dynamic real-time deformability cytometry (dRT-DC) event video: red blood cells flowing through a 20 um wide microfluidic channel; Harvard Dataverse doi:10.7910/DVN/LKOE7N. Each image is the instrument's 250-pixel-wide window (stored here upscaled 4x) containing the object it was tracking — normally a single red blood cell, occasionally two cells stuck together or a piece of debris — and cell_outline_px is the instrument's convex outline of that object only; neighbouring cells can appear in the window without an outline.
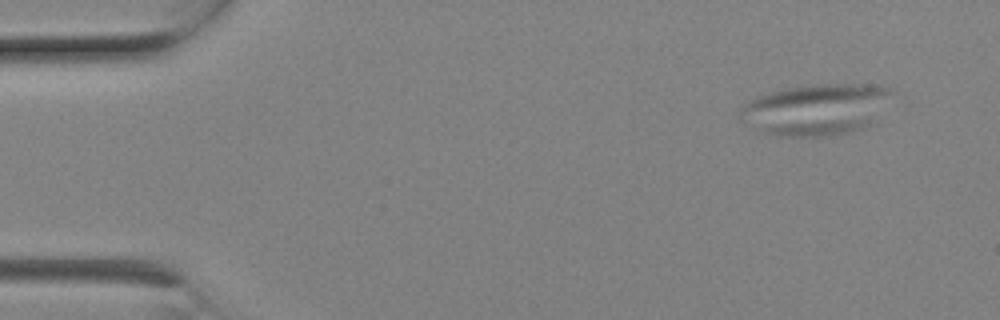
{"species": "Egyptian fruit bat (a non-hibernating species)", "species_latin": "Rousettus aegyptiacus", "temperature_condition": "room temperature", "stored_images_in_passage": 6, "camera_frame_rate_fps": 3000, "um_per_image_px": 0.085, "animal": {"sex": "female"}, "frame": {"image": 1, "passage_image": 2, "time_ms": 0.333, "image_size_px": [1000, 320], "cell_outline_px": [[896, 92], [868, 124], [864, 128], [848, 132], [824, 136], [776, 136], [764, 132], [740, 120], [740, 108], [744, 104], [756, 96], [788, 88], [816, 84], [880, 84], [892, 88]], "centroid_in_image_um": [69.37, 9.28], "position_along_channel_um": 15.6, "area_um2": 45.08}}
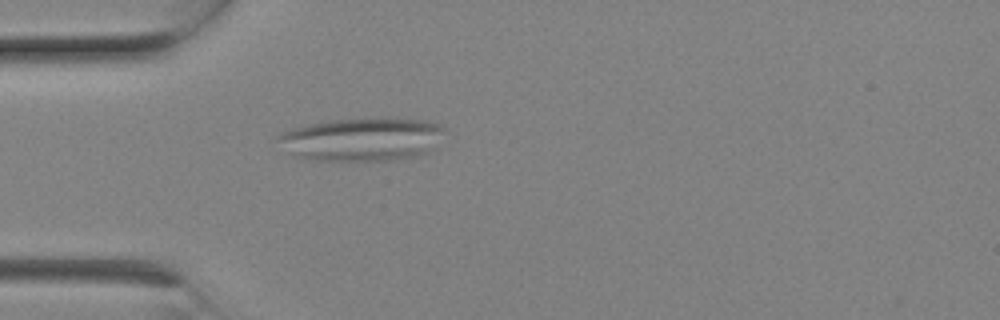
{"frame": {"image": 2, "passage_image": 6, "time_ms": 1.667, "image_size_px": [1000, 320], "cell_outline_px": [[444, 128], [432, 148], [428, 152], [416, 156], [388, 160], [312, 160], [292, 156], [276, 140], [276, 136], [284, 132], [296, 128], [312, 124], [332, 120], [428, 120], [440, 124]], "centroid_in_image_um": [30.71, 11.87], "position_along_channel_um": 54.3, "area_um2": 40.75}}